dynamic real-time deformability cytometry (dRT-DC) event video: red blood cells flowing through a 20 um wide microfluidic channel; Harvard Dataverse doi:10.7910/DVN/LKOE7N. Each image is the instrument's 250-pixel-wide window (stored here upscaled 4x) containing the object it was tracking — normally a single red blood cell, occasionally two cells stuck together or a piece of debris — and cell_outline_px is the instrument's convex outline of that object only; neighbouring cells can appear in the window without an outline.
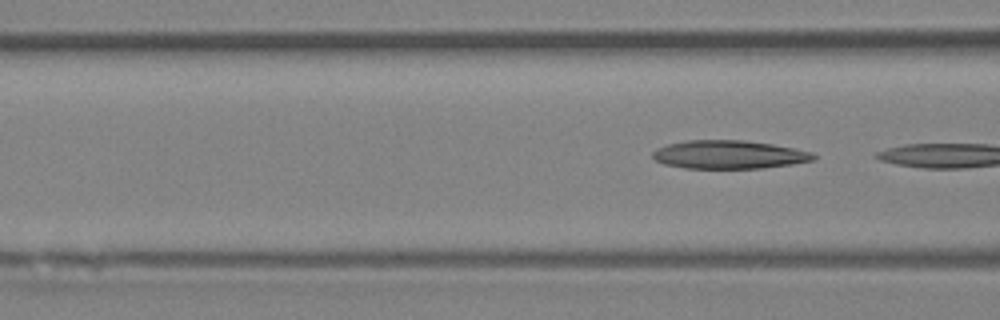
{"species": "Egyptian fruit bat (a non-hibernating species)", "species_latin": "Rousettus aegyptiacus", "temperature_condition": "room temperature", "stored_images_in_passage": 5, "camera_frame_rate_fps": 3000, "um_per_image_px": 0.085, "animal": {"sex": "female"}, "frame": {"image": 1, "passage_image": 4, "time_ms": 4.333, "image_size_px": [1000, 320], "cell_outline_px": [[816, 160], [792, 164], [760, 168], [684, 168], [664, 164], [656, 160], [652, 156], [652, 152], [656, 148], [668, 144], [688, 140], [744, 140], [772, 144], [812, 152], [816, 156]], "centroid_in_image_um": [61.95, 13.14], "position_along_channel_um": 104.6, "area_um2": 26.53}}